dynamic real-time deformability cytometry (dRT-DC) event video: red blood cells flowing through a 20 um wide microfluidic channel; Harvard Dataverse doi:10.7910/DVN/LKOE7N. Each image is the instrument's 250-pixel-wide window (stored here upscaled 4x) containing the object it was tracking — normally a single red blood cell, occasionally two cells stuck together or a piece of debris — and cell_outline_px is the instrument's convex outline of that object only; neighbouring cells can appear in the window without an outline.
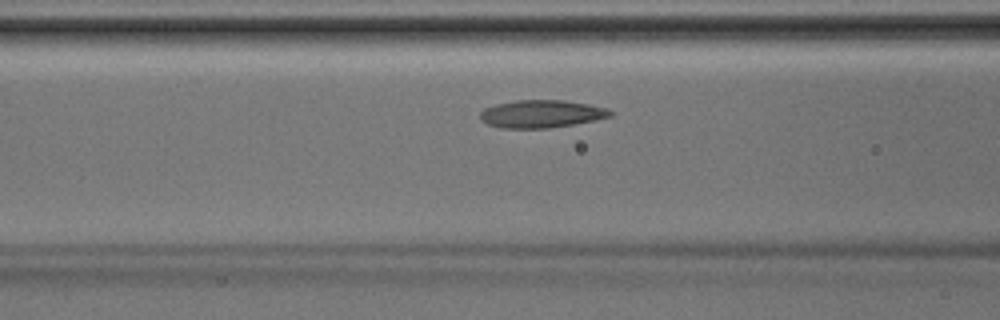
{"species": "Egyptian fruit bat (a non-hibernating species)", "species_latin": "Rousettus aegyptiacus", "temperature_condition": "room temperature", "stored_images_in_passage": 35, "camera_frame_rate_fps": 3000, "um_per_image_px": 0.085, "animal": {"sex": "male"}, "frame": {"image": 1, "passage_image": 10, "time_ms": 3.0, "image_size_px": [1000, 320], "cell_outline_px": [[612, 116], [572, 124], [548, 128], [500, 128], [488, 124], [480, 120], [480, 112], [484, 108], [496, 104], [516, 100], [564, 100], [588, 104], [608, 108], [612, 112]], "centroid_in_image_um": [45.98, 9.67], "position_along_channel_um": 120.6, "area_um2": 20.92}}
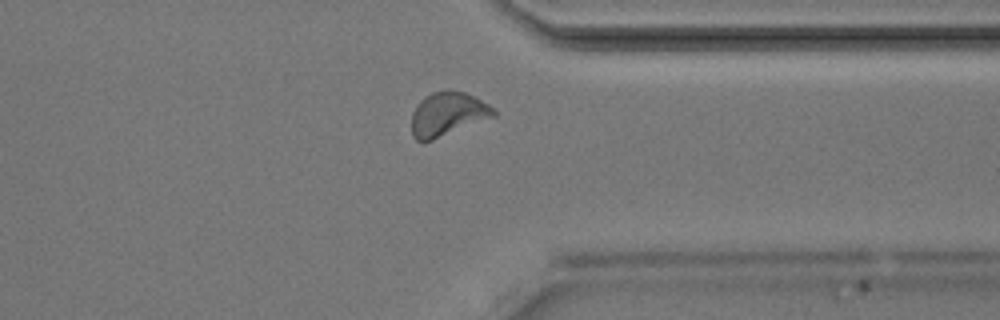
{"frame": {"image": 2, "passage_image": 26, "time_ms": 8.333, "image_size_px": [1000, 320], "cell_outline_px": [[496, 116], [432, 140], [416, 140], [412, 136], [412, 112], [416, 104], [424, 96], [432, 92], [448, 88], [464, 92], [488, 104], [496, 112]], "centroid_in_image_um": [38.02, 9.67], "position_along_channel_um": 373.4, "area_um2": 20.98}}
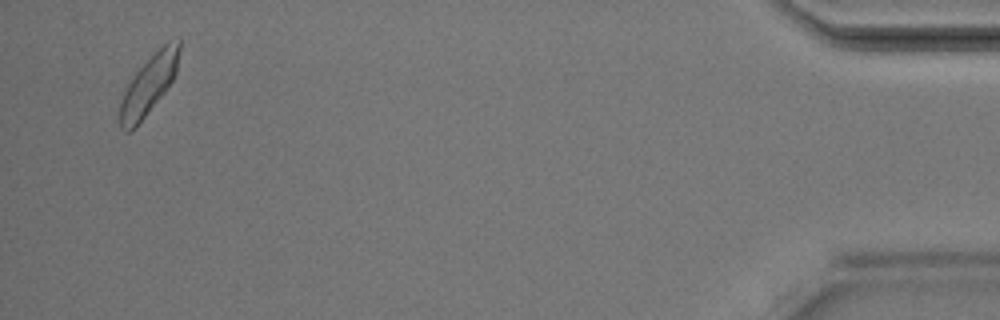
{"frame": {"image": 3, "passage_image": 34, "time_ms": 11.0, "image_size_px": [1000, 320], "cell_outline_px": [[180, 52], [176, 72], [172, 80], [164, 92], [144, 116], [128, 132], [120, 128], [120, 104], [124, 92], [132, 76], [168, 40], [180, 36]], "centroid_in_image_um": [12.68, 7.14], "position_along_channel_um": 422.5, "area_um2": 19.77}}